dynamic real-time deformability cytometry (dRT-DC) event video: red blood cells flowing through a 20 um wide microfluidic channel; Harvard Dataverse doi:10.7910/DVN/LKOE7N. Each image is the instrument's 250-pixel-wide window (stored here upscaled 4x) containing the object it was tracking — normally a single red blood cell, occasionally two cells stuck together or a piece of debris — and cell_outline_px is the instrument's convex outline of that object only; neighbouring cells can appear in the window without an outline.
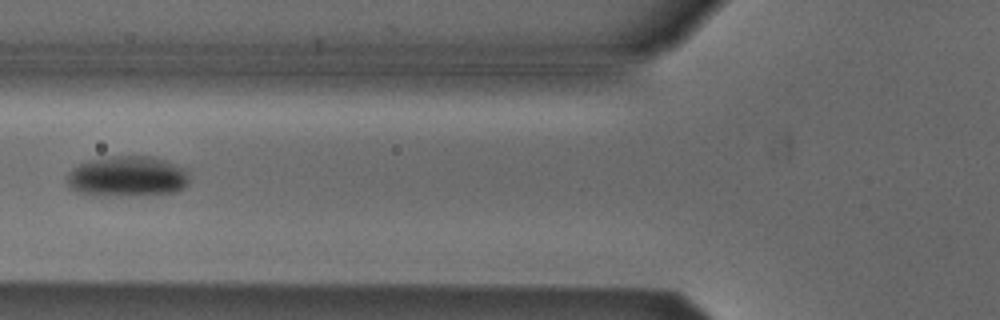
{"species": "Egyptian fruit bat (a non-hibernating species)", "species_latin": "Rousettus aegyptiacus", "temperature_condition": "cold", "stored_images_in_passage": 4, "camera_frame_rate_fps": 3000, "um_per_image_px": 0.085, "animal": {"sex": "male"}, "frame": {"image": 1, "passage_image": 4, "time_ms": 3.667, "image_size_px": [1000, 320], "cell_outline_px": [[188, 184], [184, 188], [176, 192], [160, 196], [92, 196], [68, 188], [68, 172], [80, 164], [88, 160], [112, 156], [152, 156], [164, 160], [184, 168], [188, 176]], "centroid_in_image_um": [10.84, 15.04], "position_along_channel_um": 115.0, "area_um2": 29.59}}